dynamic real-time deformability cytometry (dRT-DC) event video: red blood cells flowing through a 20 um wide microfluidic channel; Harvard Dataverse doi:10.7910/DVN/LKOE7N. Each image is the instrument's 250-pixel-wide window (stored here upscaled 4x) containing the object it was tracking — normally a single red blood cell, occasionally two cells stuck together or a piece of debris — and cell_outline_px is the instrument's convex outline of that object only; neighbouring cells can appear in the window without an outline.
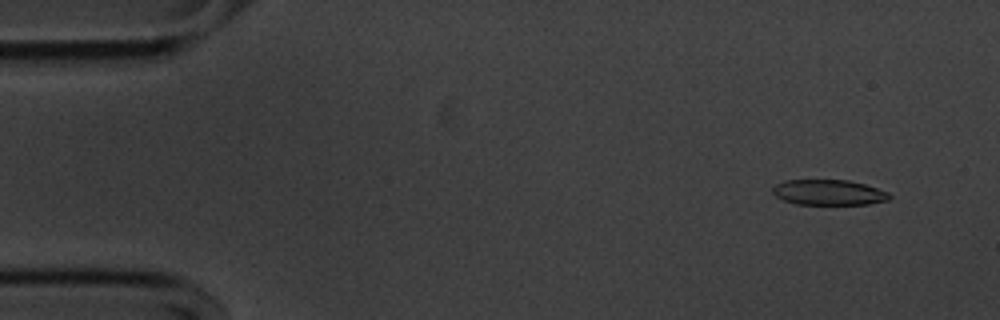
{"species": "common noctule bat (a hibernating species)", "species_latin": "Nyctalus noctula", "temperature_condition": "cold", "stored_images_in_passage": 55, "camera_frame_rate_fps": 3000, "um_per_image_px": 0.085, "animal": {"sex": "male", "body_mass_g": 20.1, "forearm_length_mm": 53.5}, "frame": {"image": 1, "passage_image": 4, "time_ms": 1.0, "image_size_px": [1000, 320], "cell_outline_px": [[892, 196], [888, 200], [868, 204], [796, 204], [784, 200], [776, 196], [772, 192], [772, 188], [776, 184], [784, 180], [848, 180], [864, 184], [888, 192]], "centroid_in_image_um": [70.43, 16.35], "position_along_channel_um": 14.6, "area_um2": 17.22}}
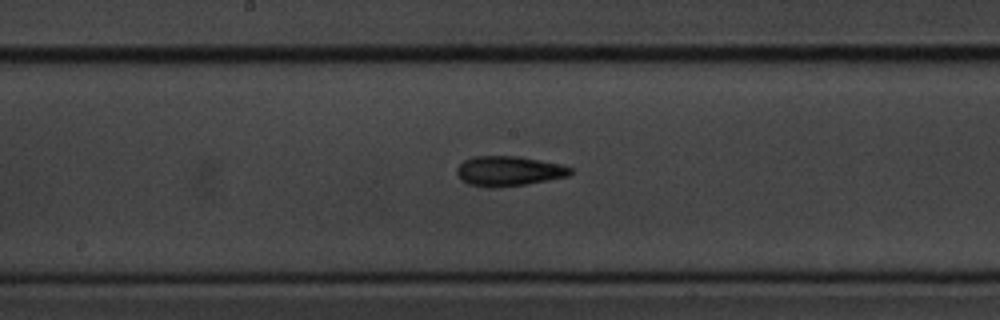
{"frame": {"image": 2, "passage_image": 28, "time_ms": 9.0, "image_size_px": [1000, 320], "cell_outline_px": [[572, 172], [568, 176], [548, 180], [500, 188], [488, 188], [468, 184], [460, 180], [456, 172], [456, 168], [464, 160], [472, 156], [520, 156], [560, 164], [572, 168]], "centroid_in_image_um": [43.2, 14.54], "position_along_channel_um": 205.0, "area_um2": 20.0}}
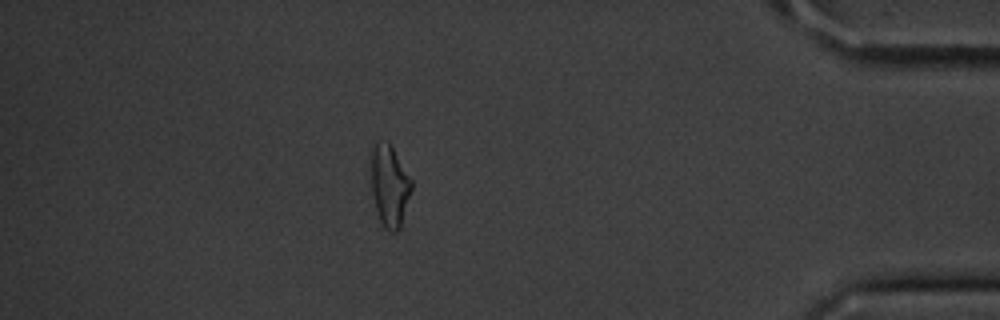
{"frame": {"image": 3, "passage_image": 48, "time_ms": 15.667, "image_size_px": [1000, 320], "cell_outline_px": [[412, 188], [400, 228], [396, 232], [392, 232], [384, 228], [380, 220], [376, 208], [372, 192], [372, 144], [388, 140], [412, 180]], "centroid_in_image_um": [33.12, 15.79], "position_along_channel_um": 402.1, "area_um2": 18.96}, "authors_computed_cell_mechanics": {"area_um2": 19.1318, "velocity_mm_per_s": 3.6051, "shape_relaxation_time_tau1_ms": 2.8718, "shape_relaxation_time_tau2_ms": 3.6306, "deformation_change_tau1": 0.1164, "deformation_change_tau2": 0.1162}}